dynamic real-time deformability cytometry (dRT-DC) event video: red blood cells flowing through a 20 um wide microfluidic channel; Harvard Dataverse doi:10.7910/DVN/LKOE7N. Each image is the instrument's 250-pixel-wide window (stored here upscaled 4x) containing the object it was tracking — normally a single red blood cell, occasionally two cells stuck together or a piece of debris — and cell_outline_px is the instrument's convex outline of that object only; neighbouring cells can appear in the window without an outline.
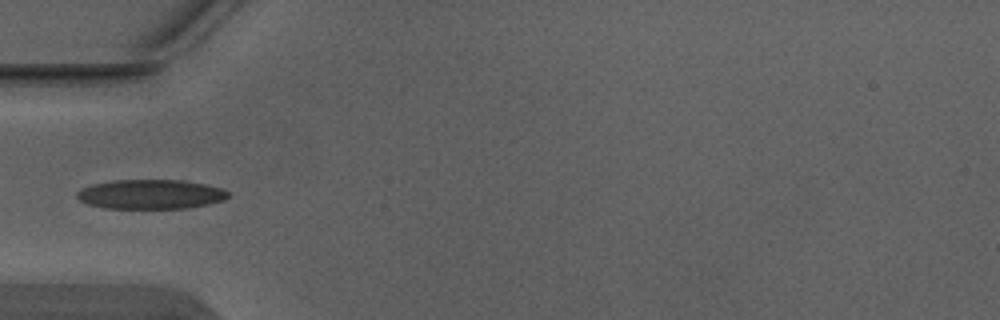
{"species": "Egyptian fruit bat (a non-hibernating species)", "species_latin": "Rousettus aegyptiacus", "temperature_condition": "warm", "stored_images_in_passage": 5, "camera_frame_rate_fps": 3000, "um_per_image_px": 0.085, "animal": {"sex": "male"}, "frame": {"image": 1, "passage_image": 5, "time_ms": 1.333, "image_size_px": [1000, 320], "cell_outline_px": [[228, 196], [224, 200], [208, 204], [188, 208], [104, 208], [88, 204], [80, 200], [76, 196], [76, 192], [80, 188], [92, 184], [112, 180], [184, 180], [204, 184], [220, 188], [228, 192]], "centroid_in_image_um": [12.76, 16.51], "position_along_channel_um": 72.2, "area_um2": 25.95}}